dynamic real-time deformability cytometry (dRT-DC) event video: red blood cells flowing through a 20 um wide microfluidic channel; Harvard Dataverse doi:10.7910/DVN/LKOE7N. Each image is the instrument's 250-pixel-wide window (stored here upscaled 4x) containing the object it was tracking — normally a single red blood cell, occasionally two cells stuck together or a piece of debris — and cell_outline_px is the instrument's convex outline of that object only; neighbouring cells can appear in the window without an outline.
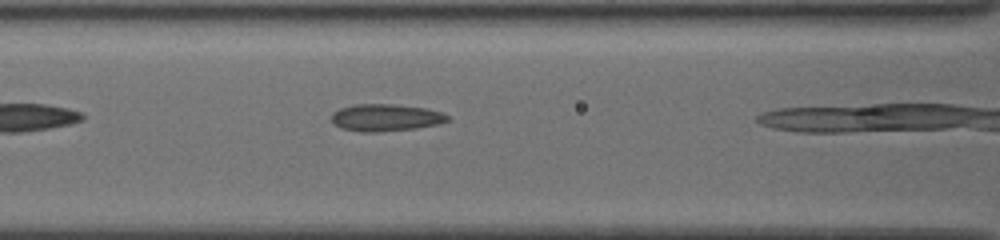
{"species": "common noctule bat (a hibernating species)", "species_latin": "Nyctalus noctula", "temperature_condition": "cold", "stored_images_in_passage": 21, "camera_frame_rate_fps": 3000, "um_per_image_px": 0.085, "animal": {"sex": "female", "body_mass_g": 19.5, "forearm_length_mm": 54.1}, "frame": {"image": 1, "passage_image": 4, "time_ms": 1.0, "image_size_px": [1000, 240], "cell_outline_px": [[452, 120], [436, 124], [416, 128], [380, 132], [360, 132], [340, 128], [332, 120], [332, 112], [340, 108], [356, 104], [392, 104], [424, 108], [440, 112], [448, 116]], "centroid_in_image_um": [32.76, 10.0], "position_along_channel_um": 133.8, "area_um2": 18.26}}